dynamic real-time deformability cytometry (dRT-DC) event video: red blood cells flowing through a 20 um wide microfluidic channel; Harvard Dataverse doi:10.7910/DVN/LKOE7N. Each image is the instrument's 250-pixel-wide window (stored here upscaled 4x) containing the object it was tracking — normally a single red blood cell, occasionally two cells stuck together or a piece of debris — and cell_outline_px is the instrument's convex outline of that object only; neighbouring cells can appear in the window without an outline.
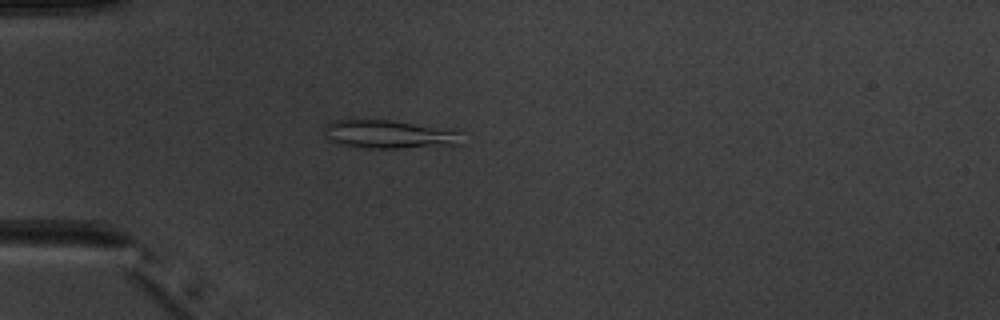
{"species": "common noctule bat (a hibernating species)", "species_latin": "Nyctalus noctula", "temperature_condition": "warm", "stored_images_in_passage": 5, "camera_frame_rate_fps": 3000, "um_per_image_px": 0.085, "animal": {"sex": "male", "body_mass_g": 20.1, "forearm_length_mm": 53.5}, "frame": {"image": 1, "passage_image": 4, "time_ms": 4.333, "image_size_px": [1000, 320], "cell_outline_px": [[468, 144], [396, 148], [364, 148], [340, 144], [324, 136], [324, 128], [328, 124], [336, 120], [392, 120], [460, 132]], "centroid_in_image_um": [33.11, 11.43], "position_along_channel_um": 51.9, "area_um2": 22.54}}